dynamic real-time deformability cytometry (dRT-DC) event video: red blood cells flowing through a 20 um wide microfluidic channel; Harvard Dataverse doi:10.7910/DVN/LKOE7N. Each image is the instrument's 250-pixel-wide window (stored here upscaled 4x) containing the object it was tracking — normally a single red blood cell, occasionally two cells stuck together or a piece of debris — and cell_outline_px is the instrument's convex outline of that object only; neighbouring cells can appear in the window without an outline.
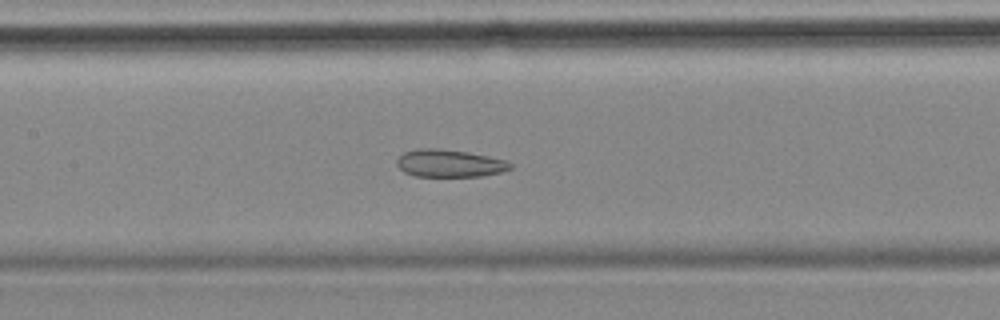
{"species": "common noctule bat (a hibernating species)", "species_latin": "Nyctalus noctula", "temperature_condition": "cold", "stored_images_in_passage": 57, "camera_frame_rate_fps": 3000, "um_per_image_px": 0.085, "animal": {"sex": "female", "body_mass_g": 18.4}, "frame": {"image": 1, "passage_image": 25, "time_ms": 8.0, "image_size_px": [1000, 320], "cell_outline_px": [[512, 168], [500, 172], [480, 176], [416, 176], [404, 172], [396, 164], [396, 160], [404, 152], [416, 148], [440, 148], [468, 152], [508, 160], [512, 164]], "centroid_in_image_um": [38.2, 13.87], "position_along_channel_um": 169.2, "area_um2": 18.26}, "authors_computed_cell_mechanics": {"area_um2": 23.1778, "velocity_mm_per_s": 3.5005, "shape_relaxation_time_tau1_ms": null, "shape_relaxation_time_tau2_ms": 2.8056, "deformation_change_tau1": null, "deformation_change_tau2": 0.094}}